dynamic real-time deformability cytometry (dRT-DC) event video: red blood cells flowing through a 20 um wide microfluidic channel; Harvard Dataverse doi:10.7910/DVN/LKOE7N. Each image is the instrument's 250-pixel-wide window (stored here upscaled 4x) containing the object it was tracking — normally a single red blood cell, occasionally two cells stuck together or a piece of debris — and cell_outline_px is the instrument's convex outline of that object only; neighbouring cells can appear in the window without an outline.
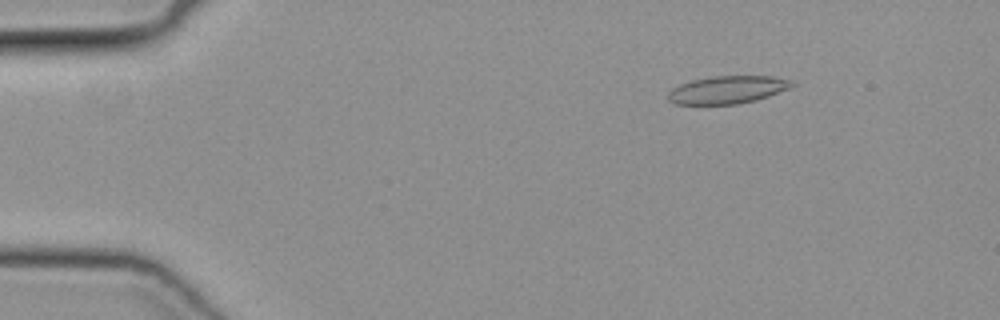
{"species": "common noctule bat (a hibernating species)", "species_latin": "Nyctalus noctula", "temperature_condition": "cold", "stored_images_in_passage": 49, "camera_frame_rate_fps": 3000, "um_per_image_px": 0.085, "animal": {"sex": "female", "body_mass_g": 19.3, "forearm_length_mm": 54.1}, "frame": {"image": 1, "passage_image": 7, "time_ms": 2.0, "image_size_px": [1000, 320], "cell_outline_px": [[796, 84], [792, 88], [756, 100], [736, 104], [676, 104], [668, 100], [668, 92], [672, 88], [680, 84], [692, 80], [712, 76], [772, 76], [792, 80]], "centroid_in_image_um": [61.87, 7.62], "position_along_channel_um": 23.1, "area_um2": 20.11}}
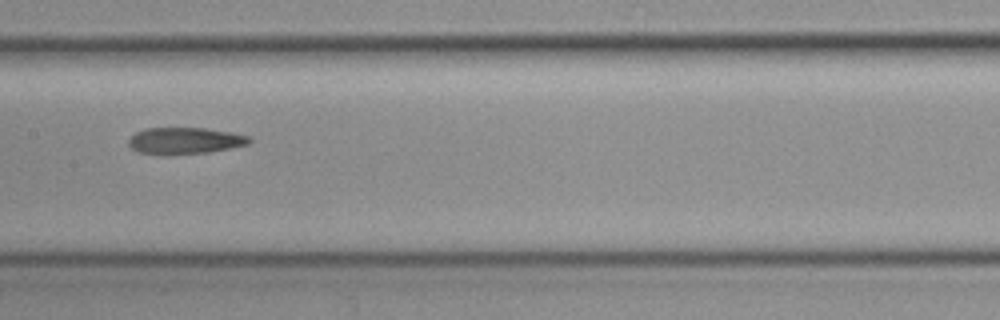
{"frame": {"image": 2, "passage_image": 25, "time_ms": 8.0, "image_size_px": [1000, 320], "cell_outline_px": [[252, 140], [248, 144], [208, 152], [164, 156], [136, 152], [128, 144], [128, 140], [136, 132], [144, 128], [204, 128], [232, 132], [248, 136]], "centroid_in_image_um": [15.66, 11.97], "position_along_channel_um": 191.7, "area_um2": 18.9}}
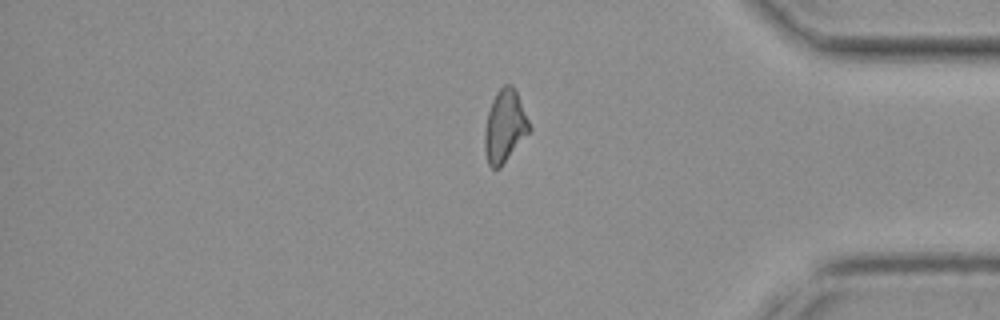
{"frame": {"image": 3, "passage_image": 41, "time_ms": 13.333, "image_size_px": [1000, 320], "cell_outline_px": [[532, 128], [500, 168], [492, 168], [488, 164], [484, 152], [484, 132], [488, 112], [492, 100], [496, 92], [504, 84], [512, 84], [516, 92]], "centroid_in_image_um": [42.88, 10.74], "position_along_channel_um": 392.3, "area_um2": 18.73}}